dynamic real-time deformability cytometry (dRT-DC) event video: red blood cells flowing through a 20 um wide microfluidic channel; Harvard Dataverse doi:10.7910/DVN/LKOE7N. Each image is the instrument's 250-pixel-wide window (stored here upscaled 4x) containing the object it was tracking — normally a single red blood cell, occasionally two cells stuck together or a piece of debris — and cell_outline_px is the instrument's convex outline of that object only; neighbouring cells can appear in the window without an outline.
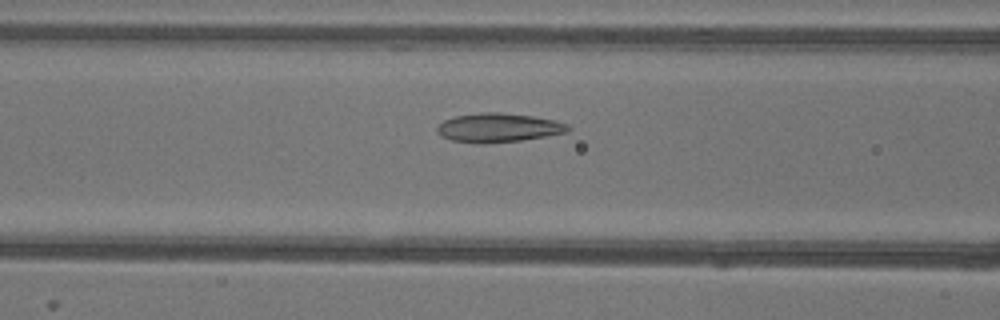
{"species": "common noctule bat (a hibernating species)", "species_latin": "Nyctalus noctula", "temperature_condition": "warm", "stored_images_in_passage": 42, "camera_frame_rate_fps": 3000, "um_per_image_px": 0.085, "animal": {"sex": "female"}, "frame": {"image": 1, "passage_image": 11, "time_ms": 3.333, "image_size_px": [1000, 320], "cell_outline_px": [[572, 128], [568, 132], [520, 140], [484, 144], [476, 144], [452, 140], [440, 136], [436, 132], [436, 128], [444, 120], [456, 116], [480, 112], [500, 112], [532, 116], [556, 120], [568, 124]], "centroid_in_image_um": [42.35, 10.85], "position_along_channel_um": 124.2, "area_um2": 22.25}}
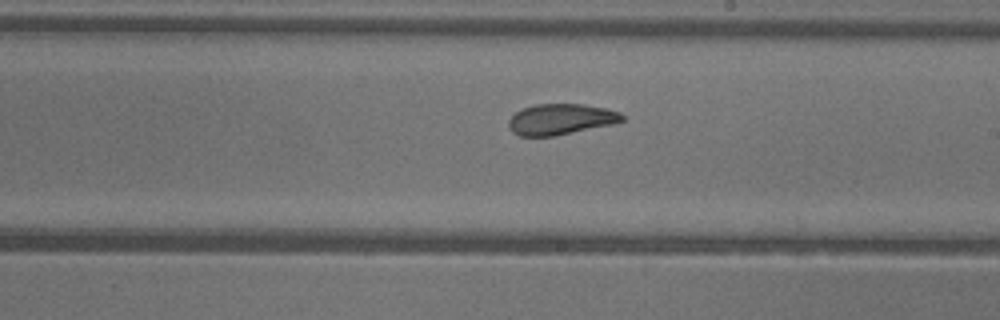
{"frame": {"image": 2, "passage_image": 20, "time_ms": 6.333, "image_size_px": [1000, 320], "cell_outline_px": [[624, 120], [612, 124], [556, 136], [520, 136], [512, 132], [508, 128], [508, 120], [516, 112], [524, 108], [536, 104], [584, 104], [608, 108], [620, 112], [624, 116]], "centroid_in_image_um": [47.67, 10.14], "position_along_channel_um": 241.3, "area_um2": 20.52}}
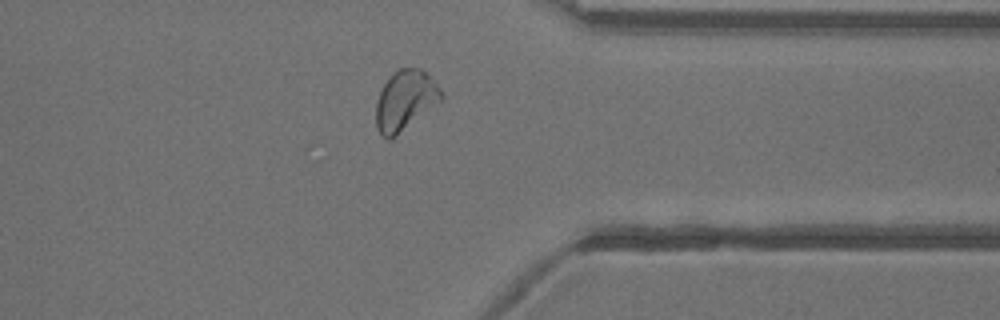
{"frame": {"image": 3, "passage_image": 31, "time_ms": 10.0, "image_size_px": [1000, 320], "cell_outline_px": [[444, 96], [440, 100], [396, 136], [388, 140], [380, 136], [376, 128], [376, 104], [380, 92], [384, 84], [392, 72], [400, 68], [420, 68], [440, 88]], "centroid_in_image_um": [34.39, 8.55], "position_along_channel_um": 377.0, "area_um2": 22.43}, "authors_computed_cell_mechanics": {"area_um2": 22.2819, "velocity_mm_per_s": 3.9052, "shape_relaxation_time_tau1_ms": null, "shape_relaxation_time_tau2_ms": 1.4213, "deformation_change_tau1": null, "deformation_change_tau2": 0.0889}}